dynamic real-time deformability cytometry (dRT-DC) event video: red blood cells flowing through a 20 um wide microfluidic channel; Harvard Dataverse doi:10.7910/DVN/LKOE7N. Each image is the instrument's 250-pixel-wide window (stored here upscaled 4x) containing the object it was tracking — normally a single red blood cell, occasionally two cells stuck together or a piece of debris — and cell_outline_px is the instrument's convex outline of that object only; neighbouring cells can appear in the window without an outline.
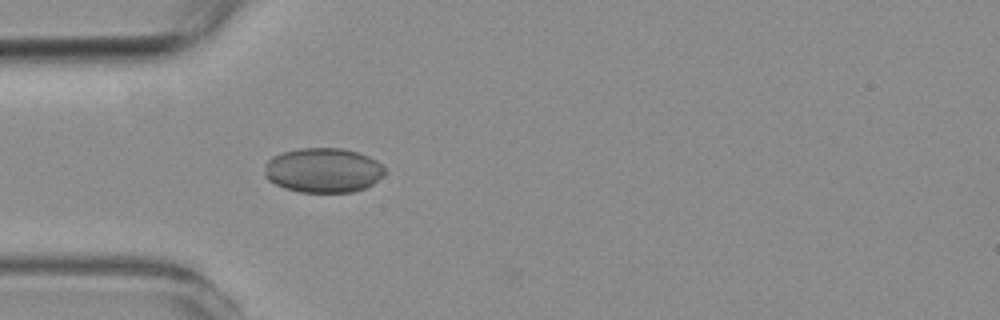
{"species": "common noctule bat (a hibernating species)", "species_latin": "Nyctalus noctula", "temperature_condition": "room temperature", "stored_images_in_passage": 40, "camera_frame_rate_fps": 3000, "um_per_image_px": 0.085, "animal": {"sex": "female", "body_mass_g": 19.3, "forearm_length_mm": 54.1}, "frame": {"image": 1, "passage_image": 1, "time_ms": 0.0, "image_size_px": [1000, 320], "cell_outline_px": [[388, 172], [372, 184], [364, 188], [352, 192], [300, 192], [284, 188], [268, 180], [264, 176], [264, 164], [272, 156], [284, 152], [300, 148], [344, 148], [368, 156], [376, 160]], "centroid_in_image_um": [27.46, 14.47], "position_along_channel_um": 57.5, "area_um2": 31.44}}
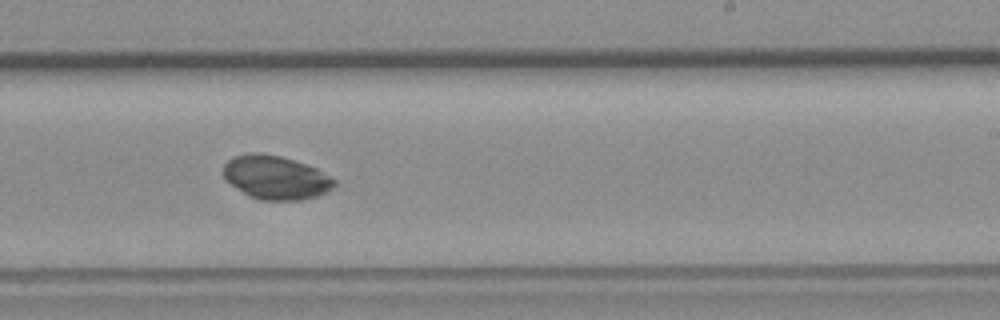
{"frame": {"image": 2, "passage_image": 18, "time_ms": 5.667, "image_size_px": [1000, 320], "cell_outline_px": [[336, 184], [332, 188], [316, 196], [300, 200], [260, 200], [248, 196], [224, 180], [224, 164], [228, 160], [236, 156], [248, 152], [256, 152], [280, 156], [316, 168], [336, 180]], "centroid_in_image_um": [23.4, 15.09], "position_along_channel_um": 265.6, "area_um2": 28.09}}
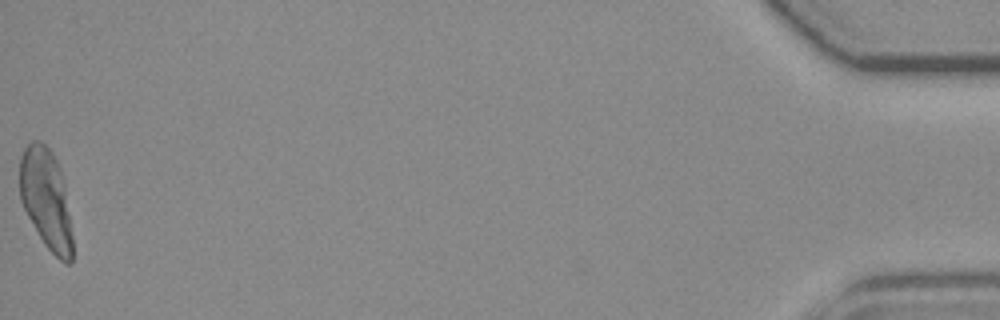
{"frame": {"image": 3, "passage_image": 40, "time_ms": 13.0, "image_size_px": [1000, 320], "cell_outline_px": [[72, 260], [68, 264], [64, 264], [44, 244], [28, 216], [20, 200], [20, 156], [24, 148], [32, 140], [40, 140], [52, 152], [60, 168], [64, 184], [72, 236]], "centroid_in_image_um": [3.91, 16.91], "position_along_channel_um": 431.3, "area_um2": 30.58}, "authors_computed_cell_mechanics": {"area_um2": 28.5532, "velocity_mm_per_s": 3.7252, "shape_relaxation_time_tau1_ms": 3.2751, "shape_relaxation_time_tau2_ms": null, "deformation_change_tau1": 0.0288, "deformation_change_tau2": null}}